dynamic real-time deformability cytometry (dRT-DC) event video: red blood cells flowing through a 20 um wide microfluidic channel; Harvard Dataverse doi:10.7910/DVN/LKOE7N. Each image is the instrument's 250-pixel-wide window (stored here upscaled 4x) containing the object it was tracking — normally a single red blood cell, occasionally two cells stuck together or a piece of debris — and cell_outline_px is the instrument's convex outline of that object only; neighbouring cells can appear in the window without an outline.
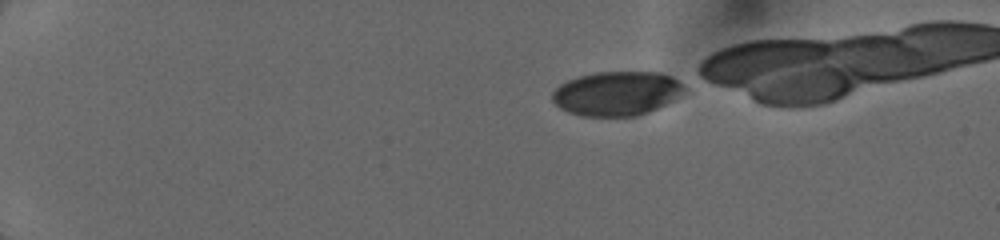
{"species": "human", "species_latin": "Homo sapiens", "temperature_condition": "cold", "stored_images_in_passage": 14, "camera_frame_rate_fps": 3000, "um_per_image_px": 0.085, "donor": {"sex": "female"}, "frame": {"image": 1, "passage_image": 1, "time_ms": 0.0, "image_size_px": [1000, 240], "cell_outline_px": [[684, 88], [680, 96], [648, 112], [636, 116], [580, 116], [568, 112], [560, 108], [552, 100], [552, 92], [560, 84], [568, 80], [580, 76], [596, 72], [660, 72], [672, 76], [684, 84]], "centroid_in_image_um": [52.41, 7.94], "position_along_channel_um": 32.6, "area_um2": 33.99}}
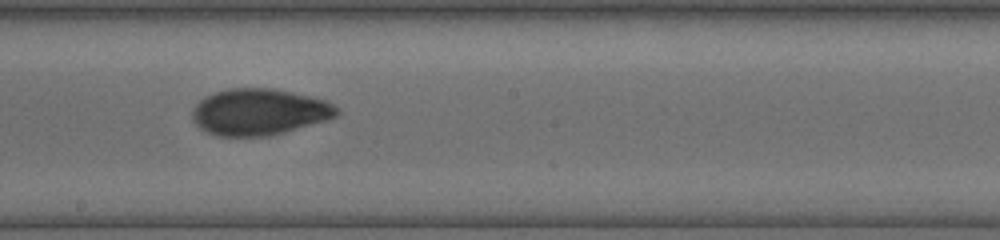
{"frame": {"image": 2, "passage_image": 8, "time_ms": 7.0, "image_size_px": [1000, 240], "cell_outline_px": [[340, 112], [336, 116], [324, 120], [284, 132], [268, 136], [216, 136], [200, 128], [192, 120], [192, 108], [204, 96], [228, 88], [272, 88], [292, 92], [324, 100], [340, 108]], "centroid_in_image_um": [21.99, 9.51], "position_along_channel_um": 226.2, "area_um2": 38.96}}
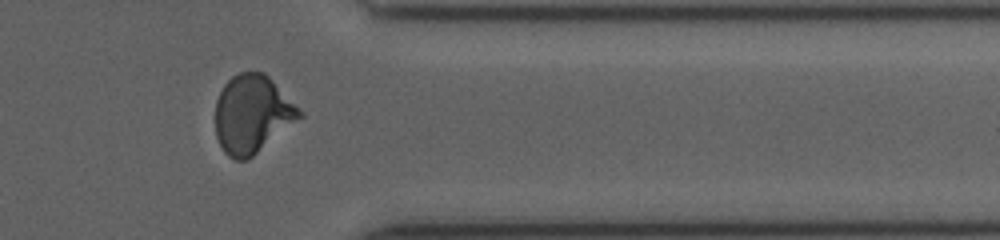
{"frame": {"image": 3, "passage_image": 12, "time_ms": 11.0, "image_size_px": [1000, 240], "cell_outline_px": [[304, 116], [248, 160], [236, 160], [228, 156], [224, 152], [216, 136], [216, 100], [224, 84], [232, 76], [240, 72], [264, 72], [304, 112]], "centroid_in_image_um": [21.45, 9.71], "position_along_channel_um": 389.9, "area_um2": 38.32}}